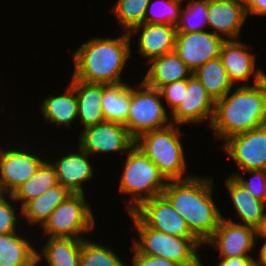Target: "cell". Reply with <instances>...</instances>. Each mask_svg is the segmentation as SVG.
<instances>
[{"label": "cell", "mask_w": 266, "mask_h": 266, "mask_svg": "<svg viewBox=\"0 0 266 266\" xmlns=\"http://www.w3.org/2000/svg\"><path fill=\"white\" fill-rule=\"evenodd\" d=\"M133 220L139 239L133 238L132 246L143 255L159 256L180 266H201L198 254L204 244L198 238H180L149 228L134 212L128 213Z\"/></svg>", "instance_id": "4"}, {"label": "cell", "mask_w": 266, "mask_h": 266, "mask_svg": "<svg viewBox=\"0 0 266 266\" xmlns=\"http://www.w3.org/2000/svg\"><path fill=\"white\" fill-rule=\"evenodd\" d=\"M237 1H240L242 3H245L247 0H237Z\"/></svg>", "instance_id": "43"}, {"label": "cell", "mask_w": 266, "mask_h": 266, "mask_svg": "<svg viewBox=\"0 0 266 266\" xmlns=\"http://www.w3.org/2000/svg\"><path fill=\"white\" fill-rule=\"evenodd\" d=\"M38 263H37V261L34 263V265L33 266H39V265H37Z\"/></svg>", "instance_id": "44"}, {"label": "cell", "mask_w": 266, "mask_h": 266, "mask_svg": "<svg viewBox=\"0 0 266 266\" xmlns=\"http://www.w3.org/2000/svg\"><path fill=\"white\" fill-rule=\"evenodd\" d=\"M84 239L48 237L41 251L36 250V261L45 259L47 266H80L81 244Z\"/></svg>", "instance_id": "22"}, {"label": "cell", "mask_w": 266, "mask_h": 266, "mask_svg": "<svg viewBox=\"0 0 266 266\" xmlns=\"http://www.w3.org/2000/svg\"><path fill=\"white\" fill-rule=\"evenodd\" d=\"M207 26L224 40H238L247 19L244 3L237 0H208Z\"/></svg>", "instance_id": "17"}, {"label": "cell", "mask_w": 266, "mask_h": 266, "mask_svg": "<svg viewBox=\"0 0 266 266\" xmlns=\"http://www.w3.org/2000/svg\"><path fill=\"white\" fill-rule=\"evenodd\" d=\"M264 125H266V78L252 86H235L223 98L217 100L210 129L214 131L216 139L224 142L235 134Z\"/></svg>", "instance_id": "3"}, {"label": "cell", "mask_w": 266, "mask_h": 266, "mask_svg": "<svg viewBox=\"0 0 266 266\" xmlns=\"http://www.w3.org/2000/svg\"><path fill=\"white\" fill-rule=\"evenodd\" d=\"M257 237L266 238V208L264 210L260 225L256 228Z\"/></svg>", "instance_id": "41"}, {"label": "cell", "mask_w": 266, "mask_h": 266, "mask_svg": "<svg viewBox=\"0 0 266 266\" xmlns=\"http://www.w3.org/2000/svg\"><path fill=\"white\" fill-rule=\"evenodd\" d=\"M222 150L235 161L239 171L266 170V125L226 139Z\"/></svg>", "instance_id": "10"}, {"label": "cell", "mask_w": 266, "mask_h": 266, "mask_svg": "<svg viewBox=\"0 0 266 266\" xmlns=\"http://www.w3.org/2000/svg\"><path fill=\"white\" fill-rule=\"evenodd\" d=\"M79 146L89 156L100 153H127L135 144L124 124L103 121L82 130Z\"/></svg>", "instance_id": "9"}, {"label": "cell", "mask_w": 266, "mask_h": 266, "mask_svg": "<svg viewBox=\"0 0 266 266\" xmlns=\"http://www.w3.org/2000/svg\"><path fill=\"white\" fill-rule=\"evenodd\" d=\"M262 238L264 239L262 247L259 251V257L255 258L256 266H266V238L265 237H257V239Z\"/></svg>", "instance_id": "40"}, {"label": "cell", "mask_w": 266, "mask_h": 266, "mask_svg": "<svg viewBox=\"0 0 266 266\" xmlns=\"http://www.w3.org/2000/svg\"><path fill=\"white\" fill-rule=\"evenodd\" d=\"M19 232L0 234V266H33L36 250Z\"/></svg>", "instance_id": "26"}, {"label": "cell", "mask_w": 266, "mask_h": 266, "mask_svg": "<svg viewBox=\"0 0 266 266\" xmlns=\"http://www.w3.org/2000/svg\"><path fill=\"white\" fill-rule=\"evenodd\" d=\"M131 252L133 253L132 266H180L163 257L140 254L133 246ZM127 266L129 265L127 264Z\"/></svg>", "instance_id": "37"}, {"label": "cell", "mask_w": 266, "mask_h": 266, "mask_svg": "<svg viewBox=\"0 0 266 266\" xmlns=\"http://www.w3.org/2000/svg\"><path fill=\"white\" fill-rule=\"evenodd\" d=\"M248 47V44L239 39L225 40L221 45L219 57L234 86L240 82H244L241 85H248L247 82L252 77L254 85L266 78L265 72L256 68L255 54L249 52Z\"/></svg>", "instance_id": "16"}, {"label": "cell", "mask_w": 266, "mask_h": 266, "mask_svg": "<svg viewBox=\"0 0 266 266\" xmlns=\"http://www.w3.org/2000/svg\"><path fill=\"white\" fill-rule=\"evenodd\" d=\"M208 0L187 1L181 9L177 32H197L207 28Z\"/></svg>", "instance_id": "32"}, {"label": "cell", "mask_w": 266, "mask_h": 266, "mask_svg": "<svg viewBox=\"0 0 266 266\" xmlns=\"http://www.w3.org/2000/svg\"><path fill=\"white\" fill-rule=\"evenodd\" d=\"M181 4L183 5V2L179 0H150L146 8L144 22L177 26L182 9Z\"/></svg>", "instance_id": "33"}, {"label": "cell", "mask_w": 266, "mask_h": 266, "mask_svg": "<svg viewBox=\"0 0 266 266\" xmlns=\"http://www.w3.org/2000/svg\"><path fill=\"white\" fill-rule=\"evenodd\" d=\"M142 81L149 87L160 89L166 84L188 79L193 72L173 51L151 60Z\"/></svg>", "instance_id": "20"}, {"label": "cell", "mask_w": 266, "mask_h": 266, "mask_svg": "<svg viewBox=\"0 0 266 266\" xmlns=\"http://www.w3.org/2000/svg\"><path fill=\"white\" fill-rule=\"evenodd\" d=\"M80 266H127V264H124L111 248L86 238L81 244Z\"/></svg>", "instance_id": "31"}, {"label": "cell", "mask_w": 266, "mask_h": 266, "mask_svg": "<svg viewBox=\"0 0 266 266\" xmlns=\"http://www.w3.org/2000/svg\"><path fill=\"white\" fill-rule=\"evenodd\" d=\"M244 5L247 16H266V0H247Z\"/></svg>", "instance_id": "39"}, {"label": "cell", "mask_w": 266, "mask_h": 266, "mask_svg": "<svg viewBox=\"0 0 266 266\" xmlns=\"http://www.w3.org/2000/svg\"><path fill=\"white\" fill-rule=\"evenodd\" d=\"M57 184L54 166L46 159L40 165L37 172L29 180L20 185L11 196L14 198L15 204L20 202L19 205L22 208L28 201L41 196Z\"/></svg>", "instance_id": "29"}, {"label": "cell", "mask_w": 266, "mask_h": 266, "mask_svg": "<svg viewBox=\"0 0 266 266\" xmlns=\"http://www.w3.org/2000/svg\"><path fill=\"white\" fill-rule=\"evenodd\" d=\"M69 82L75 89L78 120L80 119L83 129L105 121L101 108L103 84L87 83L72 78Z\"/></svg>", "instance_id": "21"}, {"label": "cell", "mask_w": 266, "mask_h": 266, "mask_svg": "<svg viewBox=\"0 0 266 266\" xmlns=\"http://www.w3.org/2000/svg\"><path fill=\"white\" fill-rule=\"evenodd\" d=\"M225 40L210 31L177 32L175 52L195 72L211 59L219 57Z\"/></svg>", "instance_id": "14"}, {"label": "cell", "mask_w": 266, "mask_h": 266, "mask_svg": "<svg viewBox=\"0 0 266 266\" xmlns=\"http://www.w3.org/2000/svg\"><path fill=\"white\" fill-rule=\"evenodd\" d=\"M133 212L149 228L156 231L180 238H197L187 226L184 218L163 195L144 201Z\"/></svg>", "instance_id": "12"}, {"label": "cell", "mask_w": 266, "mask_h": 266, "mask_svg": "<svg viewBox=\"0 0 266 266\" xmlns=\"http://www.w3.org/2000/svg\"><path fill=\"white\" fill-rule=\"evenodd\" d=\"M217 266H256L252 256L219 257Z\"/></svg>", "instance_id": "38"}, {"label": "cell", "mask_w": 266, "mask_h": 266, "mask_svg": "<svg viewBox=\"0 0 266 266\" xmlns=\"http://www.w3.org/2000/svg\"><path fill=\"white\" fill-rule=\"evenodd\" d=\"M125 155L119 191L129 194L127 212L135 211L144 201L162 195L168 180L159 168L134 145ZM131 195V196H130ZM131 197V198H130Z\"/></svg>", "instance_id": "5"}, {"label": "cell", "mask_w": 266, "mask_h": 266, "mask_svg": "<svg viewBox=\"0 0 266 266\" xmlns=\"http://www.w3.org/2000/svg\"><path fill=\"white\" fill-rule=\"evenodd\" d=\"M7 194L4 192L0 182V200H2Z\"/></svg>", "instance_id": "42"}, {"label": "cell", "mask_w": 266, "mask_h": 266, "mask_svg": "<svg viewBox=\"0 0 266 266\" xmlns=\"http://www.w3.org/2000/svg\"><path fill=\"white\" fill-rule=\"evenodd\" d=\"M130 107V85L126 82L120 84H103L102 112L105 121L125 124Z\"/></svg>", "instance_id": "27"}, {"label": "cell", "mask_w": 266, "mask_h": 266, "mask_svg": "<svg viewBox=\"0 0 266 266\" xmlns=\"http://www.w3.org/2000/svg\"><path fill=\"white\" fill-rule=\"evenodd\" d=\"M5 149V150H4ZM0 148V182L7 195L29 180L45 161L28 149Z\"/></svg>", "instance_id": "11"}, {"label": "cell", "mask_w": 266, "mask_h": 266, "mask_svg": "<svg viewBox=\"0 0 266 266\" xmlns=\"http://www.w3.org/2000/svg\"><path fill=\"white\" fill-rule=\"evenodd\" d=\"M131 40L128 32L117 38L93 37L72 54V79L96 84H120L122 71L131 59Z\"/></svg>", "instance_id": "2"}, {"label": "cell", "mask_w": 266, "mask_h": 266, "mask_svg": "<svg viewBox=\"0 0 266 266\" xmlns=\"http://www.w3.org/2000/svg\"><path fill=\"white\" fill-rule=\"evenodd\" d=\"M225 186L233 201V207L239 215L240 222L237 224L257 228L262 220L266 202L254 198L249 191L241 185L233 176L229 175L225 180Z\"/></svg>", "instance_id": "23"}, {"label": "cell", "mask_w": 266, "mask_h": 266, "mask_svg": "<svg viewBox=\"0 0 266 266\" xmlns=\"http://www.w3.org/2000/svg\"><path fill=\"white\" fill-rule=\"evenodd\" d=\"M213 191L212 177L194 175L184 180H169L162 192L203 244L223 217L213 200Z\"/></svg>", "instance_id": "1"}, {"label": "cell", "mask_w": 266, "mask_h": 266, "mask_svg": "<svg viewBox=\"0 0 266 266\" xmlns=\"http://www.w3.org/2000/svg\"><path fill=\"white\" fill-rule=\"evenodd\" d=\"M85 193H72L61 202L41 226L47 237L86 239L83 233L94 230L95 218Z\"/></svg>", "instance_id": "8"}, {"label": "cell", "mask_w": 266, "mask_h": 266, "mask_svg": "<svg viewBox=\"0 0 266 266\" xmlns=\"http://www.w3.org/2000/svg\"><path fill=\"white\" fill-rule=\"evenodd\" d=\"M140 32L138 36V50L143 58L149 63L151 60L158 58L166 53L175 51L177 29L176 26L168 24H148L143 23L134 27L129 36L134 38V34ZM133 36V37H132Z\"/></svg>", "instance_id": "18"}, {"label": "cell", "mask_w": 266, "mask_h": 266, "mask_svg": "<svg viewBox=\"0 0 266 266\" xmlns=\"http://www.w3.org/2000/svg\"><path fill=\"white\" fill-rule=\"evenodd\" d=\"M72 193L60 184L48 189L41 196L28 201L22 207V217L30 225L42 226L54 209Z\"/></svg>", "instance_id": "25"}, {"label": "cell", "mask_w": 266, "mask_h": 266, "mask_svg": "<svg viewBox=\"0 0 266 266\" xmlns=\"http://www.w3.org/2000/svg\"><path fill=\"white\" fill-rule=\"evenodd\" d=\"M150 0H117L112 6V14L124 32L144 23L146 8Z\"/></svg>", "instance_id": "30"}, {"label": "cell", "mask_w": 266, "mask_h": 266, "mask_svg": "<svg viewBox=\"0 0 266 266\" xmlns=\"http://www.w3.org/2000/svg\"><path fill=\"white\" fill-rule=\"evenodd\" d=\"M166 111L161 92L141 81L136 87L130 85V107L124 126L135 140L143 133L171 125Z\"/></svg>", "instance_id": "7"}, {"label": "cell", "mask_w": 266, "mask_h": 266, "mask_svg": "<svg viewBox=\"0 0 266 266\" xmlns=\"http://www.w3.org/2000/svg\"><path fill=\"white\" fill-rule=\"evenodd\" d=\"M66 91L61 95H49L41 103L40 108L45 122H51L54 126L69 128L78 118V102L74 87L68 83Z\"/></svg>", "instance_id": "24"}, {"label": "cell", "mask_w": 266, "mask_h": 266, "mask_svg": "<svg viewBox=\"0 0 266 266\" xmlns=\"http://www.w3.org/2000/svg\"><path fill=\"white\" fill-rule=\"evenodd\" d=\"M78 151L57 158L50 163L54 166L57 182L66 187L71 193H83L84 182L94 177L93 166L90 164L89 155L78 147Z\"/></svg>", "instance_id": "19"}, {"label": "cell", "mask_w": 266, "mask_h": 266, "mask_svg": "<svg viewBox=\"0 0 266 266\" xmlns=\"http://www.w3.org/2000/svg\"><path fill=\"white\" fill-rule=\"evenodd\" d=\"M180 125L149 131L135 139V144L169 180H184L193 175H185L187 163L180 138Z\"/></svg>", "instance_id": "6"}, {"label": "cell", "mask_w": 266, "mask_h": 266, "mask_svg": "<svg viewBox=\"0 0 266 266\" xmlns=\"http://www.w3.org/2000/svg\"><path fill=\"white\" fill-rule=\"evenodd\" d=\"M193 74L215 102L223 98L234 87L220 57L209 60Z\"/></svg>", "instance_id": "28"}, {"label": "cell", "mask_w": 266, "mask_h": 266, "mask_svg": "<svg viewBox=\"0 0 266 266\" xmlns=\"http://www.w3.org/2000/svg\"><path fill=\"white\" fill-rule=\"evenodd\" d=\"M187 90V79L175 81L164 85L159 89L162 99H165L166 104L171 108L172 112L182 101Z\"/></svg>", "instance_id": "36"}, {"label": "cell", "mask_w": 266, "mask_h": 266, "mask_svg": "<svg viewBox=\"0 0 266 266\" xmlns=\"http://www.w3.org/2000/svg\"><path fill=\"white\" fill-rule=\"evenodd\" d=\"M8 198L10 200H8ZM14 201L15 200L11 195H7L2 200H0V234H10L18 232L19 228L16 227L18 226V217L22 216V208H20V214H18V216L17 211L14 207L15 204L12 205V202Z\"/></svg>", "instance_id": "35"}, {"label": "cell", "mask_w": 266, "mask_h": 266, "mask_svg": "<svg viewBox=\"0 0 266 266\" xmlns=\"http://www.w3.org/2000/svg\"><path fill=\"white\" fill-rule=\"evenodd\" d=\"M215 101L206 91L201 82L192 74L187 79V90L182 101L170 113L172 124H200L208 120L210 127L215 111ZM173 120V121H172Z\"/></svg>", "instance_id": "15"}, {"label": "cell", "mask_w": 266, "mask_h": 266, "mask_svg": "<svg viewBox=\"0 0 266 266\" xmlns=\"http://www.w3.org/2000/svg\"><path fill=\"white\" fill-rule=\"evenodd\" d=\"M257 240L256 228L222 217L204 245H211L216 251L219 250V257L251 256L249 252L254 251Z\"/></svg>", "instance_id": "13"}, {"label": "cell", "mask_w": 266, "mask_h": 266, "mask_svg": "<svg viewBox=\"0 0 266 266\" xmlns=\"http://www.w3.org/2000/svg\"><path fill=\"white\" fill-rule=\"evenodd\" d=\"M251 175V179H246L239 172L232 173L241 185H243L249 193L256 199L266 202V170H248L242 171Z\"/></svg>", "instance_id": "34"}]
</instances>
